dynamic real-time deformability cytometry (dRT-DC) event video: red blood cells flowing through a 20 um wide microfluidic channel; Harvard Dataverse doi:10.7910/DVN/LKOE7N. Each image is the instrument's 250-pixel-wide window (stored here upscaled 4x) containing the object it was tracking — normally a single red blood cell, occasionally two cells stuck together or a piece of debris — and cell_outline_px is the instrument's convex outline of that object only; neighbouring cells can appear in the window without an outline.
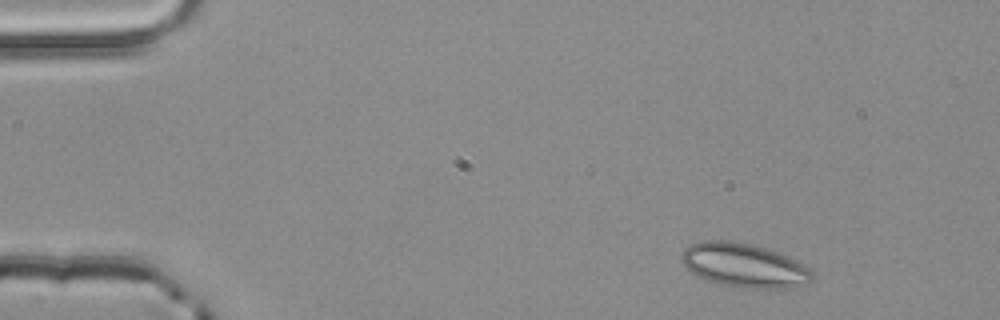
{"species": "common noctule bat (a hibernating species)", "species_latin": "Nyctalus noctula", "temperature_condition": "room temperature", "stored_images_in_passage": 4, "camera_frame_rate_fps": 3000, "um_per_image_px": 0.085, "animal": {"sex": "male", "body_mass_g": 20.4}, "frame": {"image": 1, "passage_image": 1, "time_ms": 0.0, "image_size_px": [1000, 320], "cell_outline_px": [[812, 280], [804, 284], [792, 288], [748, 288], [720, 284], [708, 280], [684, 268], [680, 256], [684, 248], [692, 244], [704, 240], [728, 240], [752, 244], [788, 256], [812, 268]], "centroid_in_image_um": [63.25, 22.55], "position_along_channel_um": 21.8, "area_um2": 33.52}}